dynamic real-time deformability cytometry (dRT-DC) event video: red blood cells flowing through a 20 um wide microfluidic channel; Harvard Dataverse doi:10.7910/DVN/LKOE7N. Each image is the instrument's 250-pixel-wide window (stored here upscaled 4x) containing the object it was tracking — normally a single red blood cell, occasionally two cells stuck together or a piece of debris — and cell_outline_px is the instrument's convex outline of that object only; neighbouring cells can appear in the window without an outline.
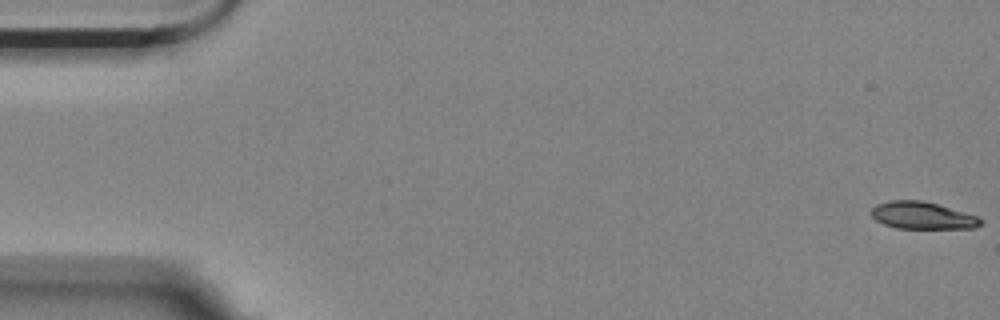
{"species": "Egyptian fruit bat (a non-hibernating species)", "species_latin": "Rousettus aegyptiacus", "temperature_condition": "room temperature", "stored_images_in_passage": 52, "camera_frame_rate_fps": 3000, "um_per_image_px": 0.085, "animal": {"sex": "female"}, "frame": {"image": 1, "passage_image": 1, "time_ms": 0.0, "image_size_px": [1000, 320], "cell_outline_px": [[984, 224], [976, 228], [896, 228], [884, 224], [876, 220], [872, 216], [872, 208], [876, 204], [892, 200], [920, 200], [936, 204], [976, 216], [984, 220]], "centroid_in_image_um": [78.41, 18.32], "position_along_channel_um": 6.6, "area_um2": 17.17}}
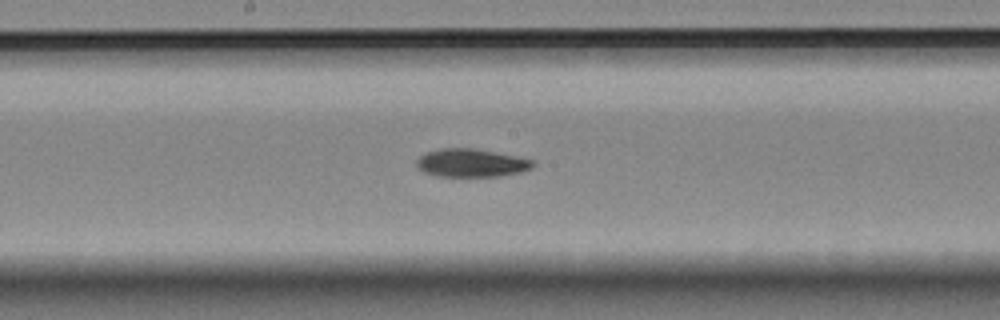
{"frame": {"image": 2, "passage_image": 30, "time_ms": 9.667, "image_size_px": [1000, 320], "cell_outline_px": [[536, 164], [532, 168], [520, 172], [500, 176], [436, 176], [424, 172], [416, 168], [416, 160], [424, 152], [440, 148], [476, 148], [516, 156], [532, 160]], "centroid_in_image_um": [40.02, 13.84], "position_along_channel_um": 208.2, "area_um2": 19.25}}
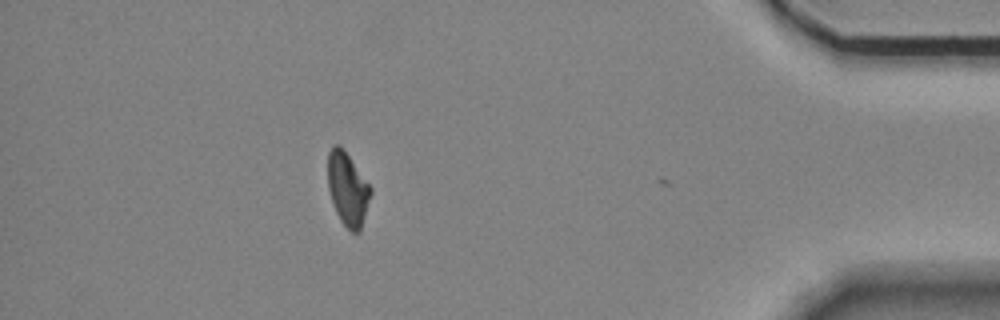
{"frame": {"image": 3, "passage_image": 51, "time_ms": 16.667, "image_size_px": [1000, 320], "cell_outline_px": [[372, 192], [360, 232], [352, 232], [340, 220], [336, 212], [328, 188], [328, 152], [336, 144], [348, 156], [372, 188]], "centroid_in_image_um": [29.56, 16.11], "position_along_channel_um": 405.6, "area_um2": 17.8}, "authors_computed_cell_mechanics": {"area_um2": 19.074, "velocity_mm_per_s": 3.5041, "shape_relaxation_time_tau1_ms": 5.3188, "shape_relaxation_time_tau2_ms": null, "deformation_change_tau1": 0.1472, "deformation_change_tau2": null}}